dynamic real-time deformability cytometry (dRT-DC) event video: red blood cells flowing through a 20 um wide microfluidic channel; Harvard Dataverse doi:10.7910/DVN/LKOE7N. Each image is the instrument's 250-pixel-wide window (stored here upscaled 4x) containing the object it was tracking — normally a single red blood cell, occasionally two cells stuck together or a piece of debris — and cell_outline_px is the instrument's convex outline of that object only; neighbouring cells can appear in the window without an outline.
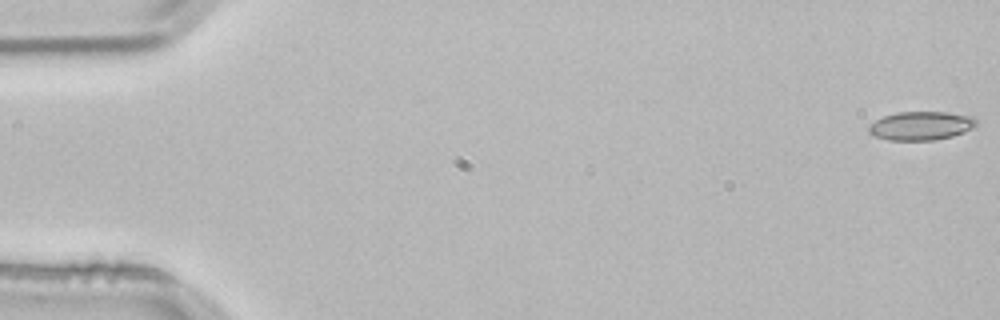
{"species": "common noctule bat (a hibernating species)", "species_latin": "Nyctalus noctula", "temperature_condition": "room temperature", "stored_images_in_passage": 4, "camera_frame_rate_fps": 3000, "um_per_image_px": 0.085, "animal": {"sex": "male", "body_mass_g": 21.5, "forearm_length_mm": 52.0}, "frame": {"image": 1, "passage_image": 1, "time_ms": 0.0, "image_size_px": [1000, 320], "cell_outline_px": [[976, 124], [972, 128], [964, 132], [952, 136], [936, 140], [888, 140], [872, 136], [868, 132], [868, 124], [884, 116], [896, 112], [948, 112], [972, 116], [976, 120]], "centroid_in_image_um": [78.24, 10.69], "position_along_channel_um": 6.8, "area_um2": 18.09}}
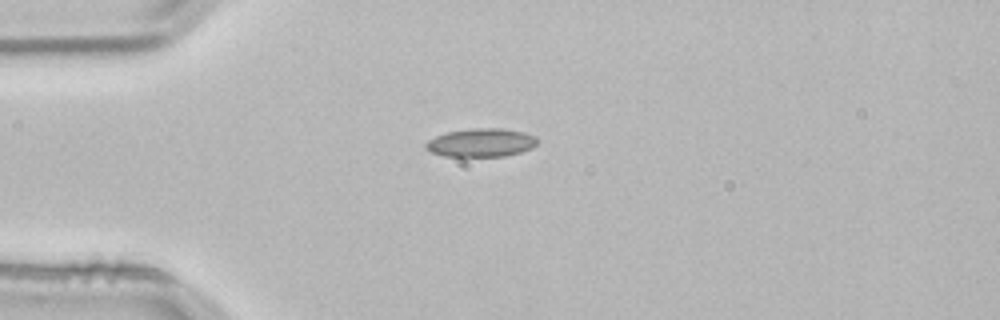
{"frame": {"image": 2, "passage_image": 4, "time_ms": 1.0, "image_size_px": [1000, 320], "cell_outline_px": [[540, 140], [532, 148], [520, 152], [504, 156], [444, 156], [432, 152], [424, 144], [428, 140], [436, 136], [448, 132], [472, 128], [500, 128], [524, 132], [536, 136]], "centroid_in_image_um": [40.94, 12.12], "position_along_channel_um": 44.1, "area_um2": 18.38}}